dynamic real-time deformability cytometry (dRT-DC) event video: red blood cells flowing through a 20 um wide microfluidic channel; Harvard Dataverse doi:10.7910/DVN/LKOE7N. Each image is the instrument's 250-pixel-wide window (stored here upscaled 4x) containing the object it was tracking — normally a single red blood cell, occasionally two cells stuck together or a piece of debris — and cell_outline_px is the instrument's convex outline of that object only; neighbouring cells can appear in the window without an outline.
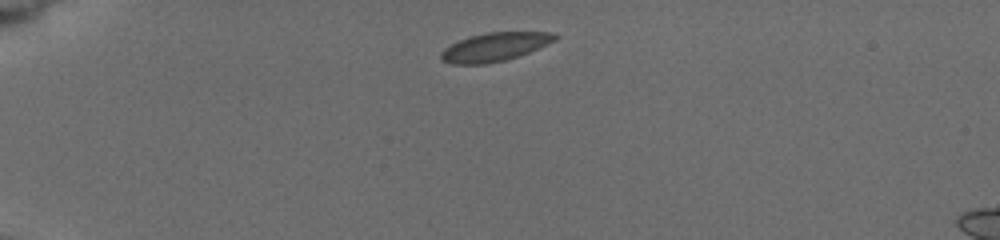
{"species": "common noctule bat (a hibernating species)", "species_latin": "Nyctalus noctula", "temperature_condition": "cold", "stored_images_in_passage": 5, "camera_frame_rate_fps": 3000, "um_per_image_px": 0.085, "animal": {"sex": "female", "body_mass_g": 19.5, "forearm_length_mm": 54.1}, "frame": {"image": 1, "passage_image": 1, "time_ms": 0.0, "image_size_px": [1000, 240], "cell_outline_px": [[560, 36], [556, 40], [548, 44], [528, 52], [504, 60], [484, 64], [452, 64], [440, 60], [440, 52], [444, 48], [460, 40], [472, 36], [488, 32], [552, 32]], "centroid_in_image_um": [42.05, 3.99], "position_along_channel_um": 43.0, "area_um2": 18.79}}
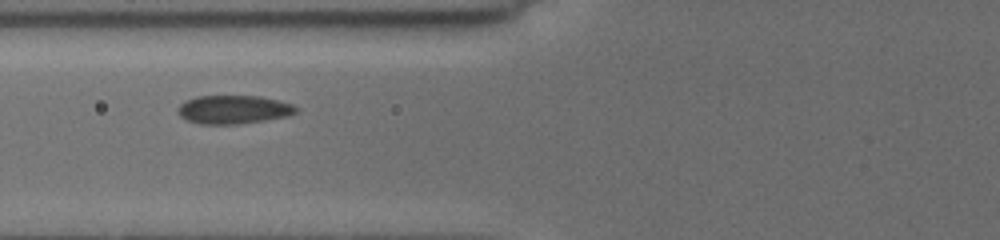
{"frame": {"image": 2, "passage_image": 4, "time_ms": 3.0, "image_size_px": [1000, 240], "cell_outline_px": [[300, 108], [296, 112], [288, 116], [240, 124], [200, 124], [184, 120], [176, 112], [176, 108], [184, 100], [196, 96], [260, 96], [292, 104]], "centroid_in_image_um": [19.79, 9.31], "position_along_channel_um": 106.0, "area_um2": 19.88}}